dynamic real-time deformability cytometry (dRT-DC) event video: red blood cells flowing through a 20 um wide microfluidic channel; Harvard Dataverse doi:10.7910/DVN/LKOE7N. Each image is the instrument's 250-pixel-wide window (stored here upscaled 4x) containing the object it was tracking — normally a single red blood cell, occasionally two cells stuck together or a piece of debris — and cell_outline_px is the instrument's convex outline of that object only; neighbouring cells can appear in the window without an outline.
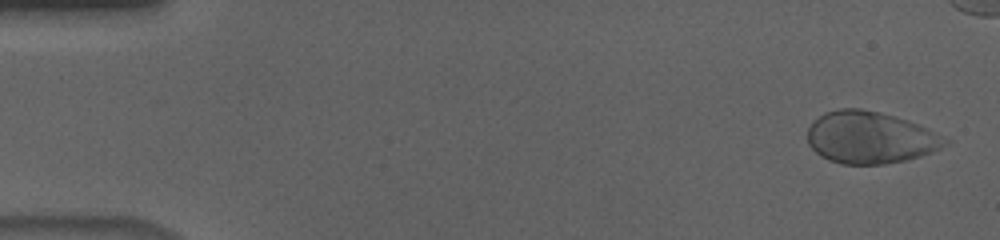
{"species": "human", "species_latin": "Homo sapiens", "temperature_condition": "cold", "stored_images_in_passage": 50, "camera_frame_rate_fps": 3000, "um_per_image_px": 0.085, "donor": {"sex": "male"}, "frame": {"image": 1, "passage_image": 2, "time_ms": 0.333, "image_size_px": [1000, 240], "cell_outline_px": [[952, 140], [948, 144], [932, 152], [908, 160], [884, 164], [840, 164], [828, 160], [820, 156], [808, 144], [808, 128], [812, 120], [824, 112], [840, 108], [860, 108], [880, 112], [908, 120], [928, 128]], "centroid_in_image_um": [73.97, 11.69], "position_along_channel_um": 11.0, "area_um2": 42.19}}
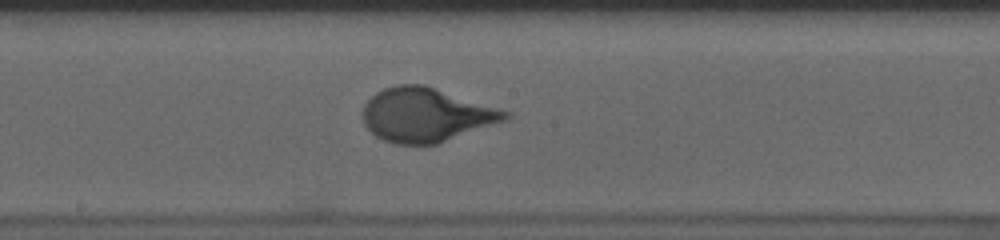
{"frame": {"image": 2, "passage_image": 30, "time_ms": 9.667, "image_size_px": [1000, 240], "cell_outline_px": [[512, 116], [508, 120], [436, 144], [396, 144], [384, 140], [376, 136], [364, 124], [364, 104], [376, 92], [384, 88], [400, 84], [424, 84], [512, 112]], "centroid_in_image_um": [36.26, 9.76], "position_along_channel_um": 211.9, "area_um2": 44.74}}
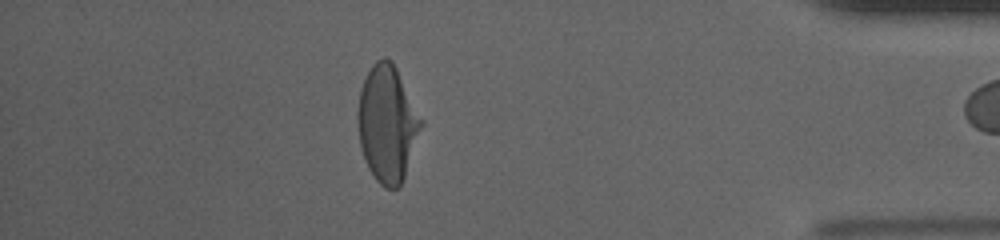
{"frame": {"image": 3, "passage_image": 49, "time_ms": 16.0, "image_size_px": [1000, 240], "cell_outline_px": [[424, 124], [400, 188], [384, 188], [376, 180], [368, 168], [360, 144], [356, 116], [356, 112], [360, 88], [372, 64], [376, 60], [384, 56], [392, 60], [424, 120]], "centroid_in_image_um": [32.93, 10.5], "position_along_channel_um": 402.3, "area_um2": 43.47}}